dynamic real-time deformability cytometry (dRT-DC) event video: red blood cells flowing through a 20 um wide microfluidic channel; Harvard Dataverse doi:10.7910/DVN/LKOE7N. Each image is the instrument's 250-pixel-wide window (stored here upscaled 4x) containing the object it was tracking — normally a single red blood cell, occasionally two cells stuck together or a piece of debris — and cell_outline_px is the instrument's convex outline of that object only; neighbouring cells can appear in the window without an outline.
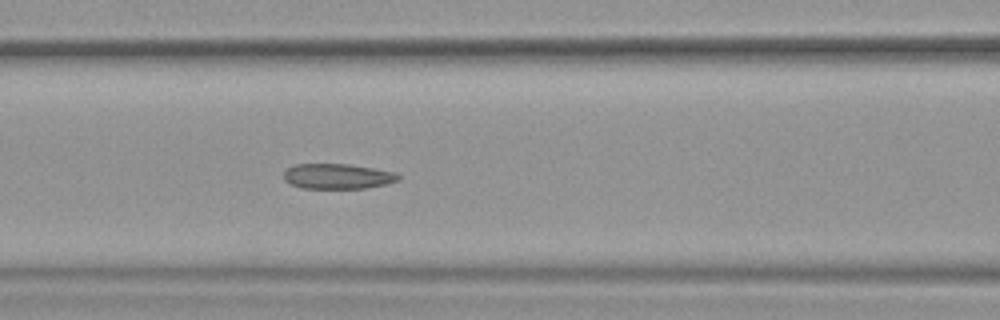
{"species": "common noctule bat (a hibernating species)", "species_latin": "Nyctalus noctula", "temperature_condition": "warm", "stored_images_in_passage": 44, "camera_frame_rate_fps": 3000, "um_per_image_px": 0.085, "animal": {"sex": "female", "body_mass_g": 19.9}, "frame": {"image": 1, "passage_image": 19, "time_ms": 6.0, "image_size_px": [1000, 320], "cell_outline_px": [[400, 180], [388, 184], [364, 188], [300, 188], [288, 184], [284, 180], [284, 172], [288, 168], [296, 164], [348, 164], [396, 172], [400, 176]], "centroid_in_image_um": [28.69, 14.99], "position_along_channel_um": 137.9, "area_um2": 16.94}, "authors_computed_cell_mechanics": {"area_um2": 18.6116, "velocity_mm_per_s": 3.7948, "shape_relaxation_time_tau1_ms": null, "shape_relaxation_time_tau2_ms": 2.5761, "deformation_change_tau1": null, "deformation_change_tau2": 0.093}}